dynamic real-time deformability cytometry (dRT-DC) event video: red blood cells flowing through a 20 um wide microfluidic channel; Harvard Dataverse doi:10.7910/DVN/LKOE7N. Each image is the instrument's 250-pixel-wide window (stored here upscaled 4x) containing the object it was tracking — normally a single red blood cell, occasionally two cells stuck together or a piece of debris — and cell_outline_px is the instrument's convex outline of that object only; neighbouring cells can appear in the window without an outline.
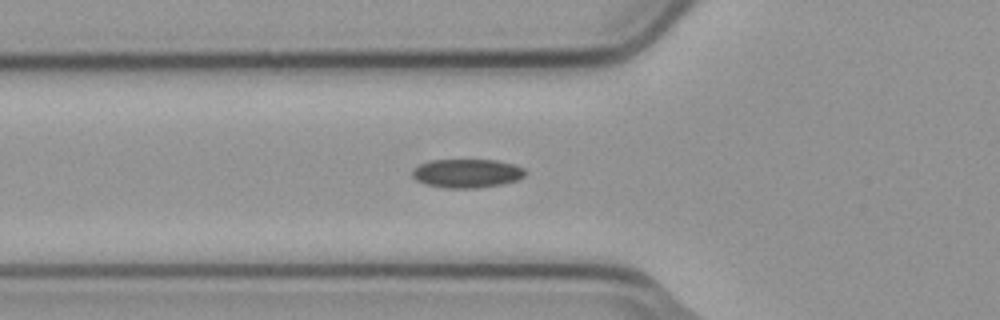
{"species": "common noctule bat (a hibernating species)", "species_latin": "Nyctalus noctula", "temperature_condition": "cold", "stored_images_in_passage": 44, "camera_frame_rate_fps": 3000, "um_per_image_px": 0.085, "animal": {"sex": "male", "body_mass_g": 23.1, "forearm_length_mm": 52.7}, "frame": {"image": 1, "passage_image": 13, "time_ms": 4.0, "image_size_px": [1000, 320], "cell_outline_px": [[524, 176], [516, 180], [500, 184], [476, 188], [444, 188], [424, 184], [416, 180], [412, 176], [412, 172], [420, 164], [432, 160], [496, 160], [512, 164], [524, 168]], "centroid_in_image_um": [39.66, 14.74], "position_along_channel_um": 86.1, "area_um2": 18.73}}
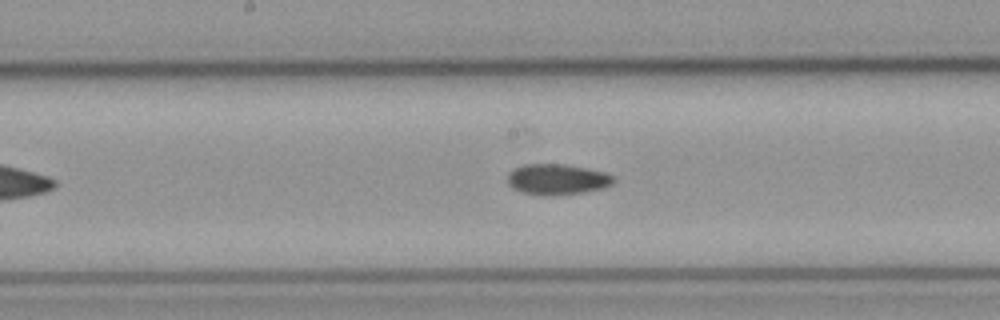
{"frame": {"image": 2, "passage_image": 22, "time_ms": 7.0, "image_size_px": [1000, 320], "cell_outline_px": [[616, 180], [612, 184], [604, 188], [584, 192], [544, 196], [540, 196], [520, 192], [512, 188], [508, 184], [508, 172], [512, 168], [524, 164], [564, 164], [604, 172], [612, 176]], "centroid_in_image_um": [47.31, 15.25], "position_along_channel_um": 200.9, "area_um2": 19.13}}
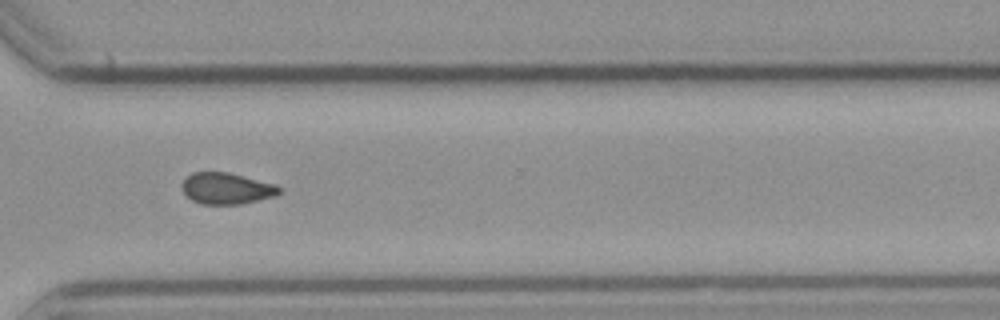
{"frame": {"image": 3, "passage_image": 34, "time_ms": 11.0, "image_size_px": [1000, 320], "cell_outline_px": [[280, 192], [276, 196], [240, 204], [200, 204], [192, 200], [184, 192], [180, 184], [192, 172], [228, 172], [276, 184], [280, 188]], "centroid_in_image_um": [19.26, 16.01], "position_along_channel_um": 351.3, "area_um2": 17.74}, "authors_computed_cell_mechanics": {"area_um2": 18.3804, "velocity_mm_per_s": 3.7777, "shape_relaxation_time_tau1_ms": null, "shape_relaxation_time_tau2_ms": 8.2365, "deformation_change_tau1": null, "deformation_change_tau2": 0.1155}}